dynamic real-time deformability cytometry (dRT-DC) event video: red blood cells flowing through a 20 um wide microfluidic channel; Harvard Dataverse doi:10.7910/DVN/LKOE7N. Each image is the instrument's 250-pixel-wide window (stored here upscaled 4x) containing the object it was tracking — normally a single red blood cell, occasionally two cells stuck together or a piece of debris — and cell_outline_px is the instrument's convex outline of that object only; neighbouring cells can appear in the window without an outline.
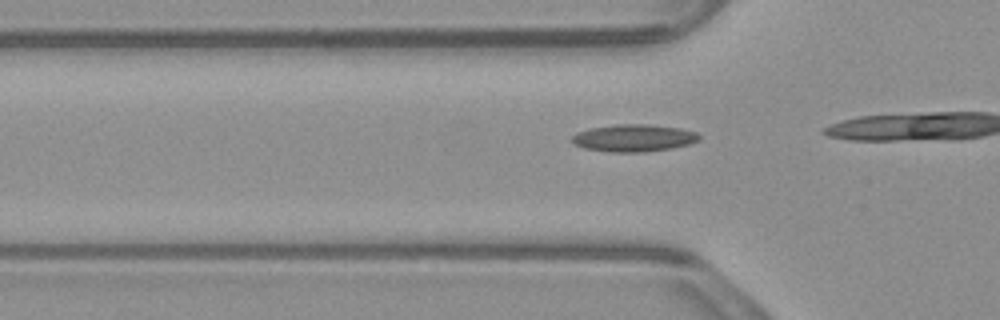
{"species": "common noctule bat (a hibernating species)", "species_latin": "Nyctalus noctula", "temperature_condition": "warm", "stored_images_in_passage": 5, "camera_frame_rate_fps": 3000, "um_per_image_px": 0.085, "animal": {"sex": "male", "body_mass_g": 23.1, "forearm_length_mm": 52.7}, "frame": {"image": 1, "passage_image": 2, "time_ms": 0.333, "image_size_px": [1000, 320], "cell_outline_px": [[700, 140], [688, 144], [672, 148], [644, 152], [608, 152], [584, 148], [576, 144], [572, 140], [572, 136], [576, 132], [588, 128], [616, 124], [648, 124], [680, 128], [696, 132], [700, 136]], "centroid_in_image_um": [53.86, 11.72], "position_along_channel_um": 71.9, "area_um2": 20.29}}